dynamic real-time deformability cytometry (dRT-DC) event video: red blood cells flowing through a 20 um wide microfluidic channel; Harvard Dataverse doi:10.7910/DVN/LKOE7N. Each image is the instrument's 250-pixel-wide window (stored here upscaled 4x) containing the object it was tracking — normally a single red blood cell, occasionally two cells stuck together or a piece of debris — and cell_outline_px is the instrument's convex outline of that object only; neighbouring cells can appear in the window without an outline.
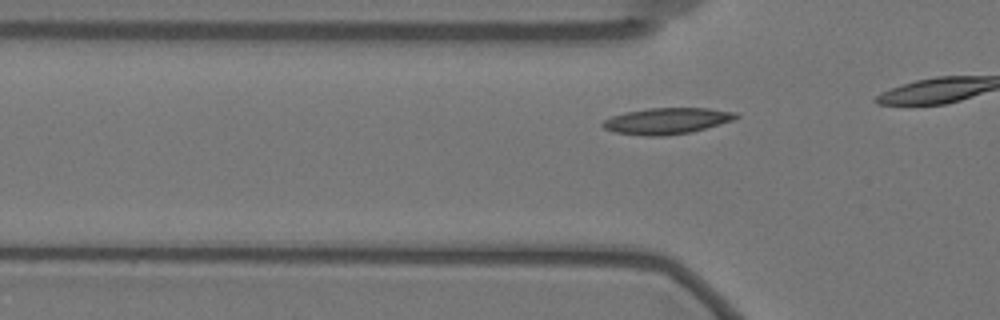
{"species": "Egyptian fruit bat (a non-hibernating species)", "species_latin": "Rousettus aegyptiacus", "temperature_condition": "warm", "stored_images_in_passage": 15, "camera_frame_rate_fps": 3000, "um_per_image_px": 0.085, "animal": {"sex": "female"}, "frame": {"image": 1, "passage_image": 9, "time_ms": 2.667, "image_size_px": [1000, 320], "cell_outline_px": [[740, 116], [732, 120], [692, 132], [664, 136], [648, 136], [616, 132], [604, 128], [600, 124], [604, 120], [612, 116], [624, 112], [648, 108], [708, 108], [736, 112]], "centroid_in_image_um": [56.67, 10.27], "position_along_channel_um": 69.1, "area_um2": 20.29}}
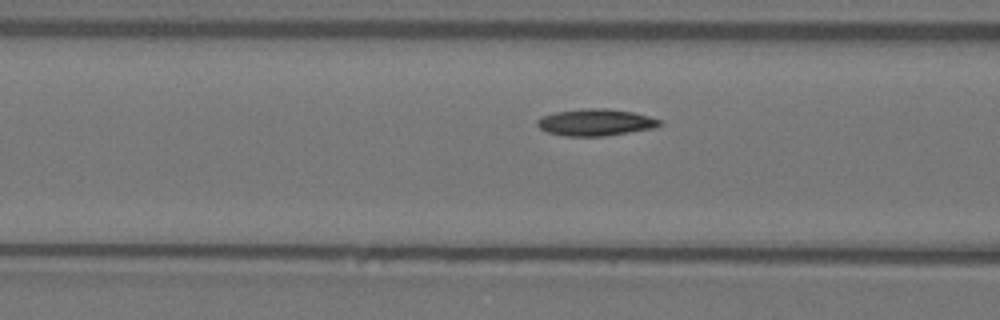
{"frame": {"image": 2, "passage_image": 13, "time_ms": 4.0, "image_size_px": [1000, 320], "cell_outline_px": [[664, 124], [652, 128], [604, 136], [564, 136], [548, 132], [540, 128], [536, 124], [536, 120], [544, 116], [556, 112], [588, 108], [608, 108], [632, 112], [648, 116], [660, 120]], "centroid_in_image_um": [50.62, 10.4], "position_along_channel_um": 116.0, "area_um2": 18.9}}